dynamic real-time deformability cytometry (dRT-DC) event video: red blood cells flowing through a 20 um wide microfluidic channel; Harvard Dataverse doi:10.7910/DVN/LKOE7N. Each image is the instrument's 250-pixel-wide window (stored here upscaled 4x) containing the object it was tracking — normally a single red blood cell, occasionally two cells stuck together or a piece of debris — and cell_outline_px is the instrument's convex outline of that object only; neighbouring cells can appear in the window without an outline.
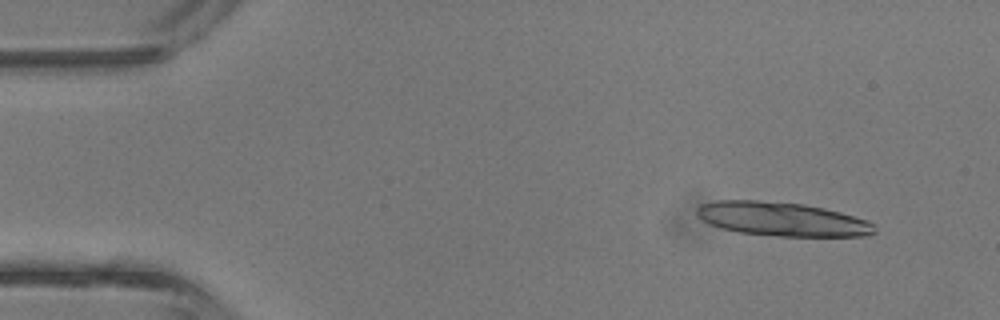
{"species": "common noctule bat (a hibernating species)", "species_latin": "Nyctalus noctula", "temperature_condition": "room temperature", "stored_images_in_passage": 39, "camera_frame_rate_fps": 3000, "um_per_image_px": 0.085, "animal": {"sex": "male", "body_mass_g": 13.3}, "frame": {"image": 1, "passage_image": 4, "time_ms": 1.0, "image_size_px": [1000, 320], "cell_outline_px": [[876, 232], [868, 236], [780, 236], [740, 232], [720, 228], [708, 224], [696, 212], [696, 208], [700, 204], [716, 200], [756, 200], [804, 204], [824, 208], [840, 212], [868, 220], [872, 224]], "centroid_in_image_um": [66.47, 18.62], "position_along_channel_um": 18.5, "area_um2": 35.03}}
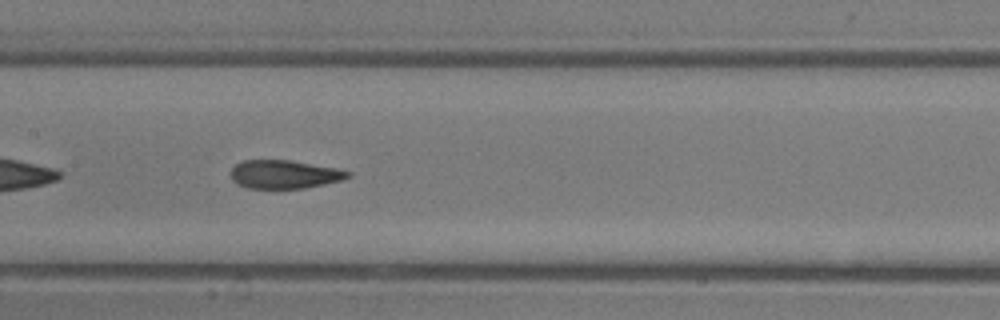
{"frame": {"image": 2, "passage_image": 21, "time_ms": 6.667, "image_size_px": [1000, 320], "cell_outline_px": [[352, 176], [344, 180], [304, 188], [248, 188], [236, 184], [232, 180], [232, 168], [236, 164], [244, 160], [292, 160], [340, 168], [352, 172]], "centroid_in_image_um": [24.24, 14.81], "position_along_channel_um": 183.2, "area_um2": 19.65}}
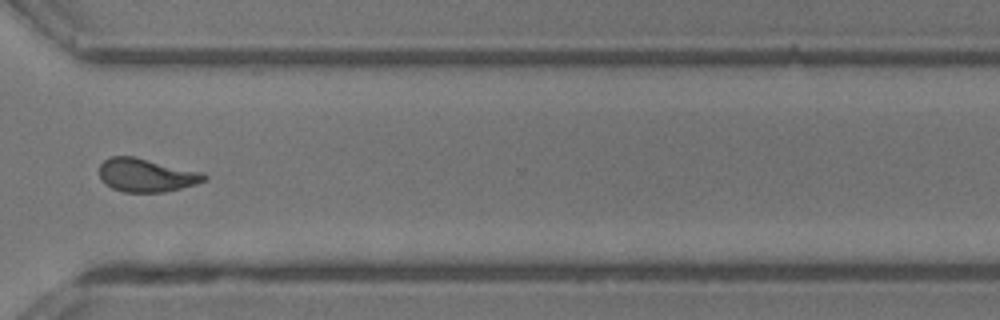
{"frame": {"image": 3, "passage_image": 32, "time_ms": 10.333, "image_size_px": [1000, 320], "cell_outline_px": [[208, 180], [196, 184], [164, 192], [124, 192], [112, 188], [104, 184], [100, 176], [100, 164], [104, 160], [112, 156], [132, 156], [204, 172], [208, 176]], "centroid_in_image_um": [12.46, 14.89], "position_along_channel_um": 358.1, "area_um2": 20.46}}